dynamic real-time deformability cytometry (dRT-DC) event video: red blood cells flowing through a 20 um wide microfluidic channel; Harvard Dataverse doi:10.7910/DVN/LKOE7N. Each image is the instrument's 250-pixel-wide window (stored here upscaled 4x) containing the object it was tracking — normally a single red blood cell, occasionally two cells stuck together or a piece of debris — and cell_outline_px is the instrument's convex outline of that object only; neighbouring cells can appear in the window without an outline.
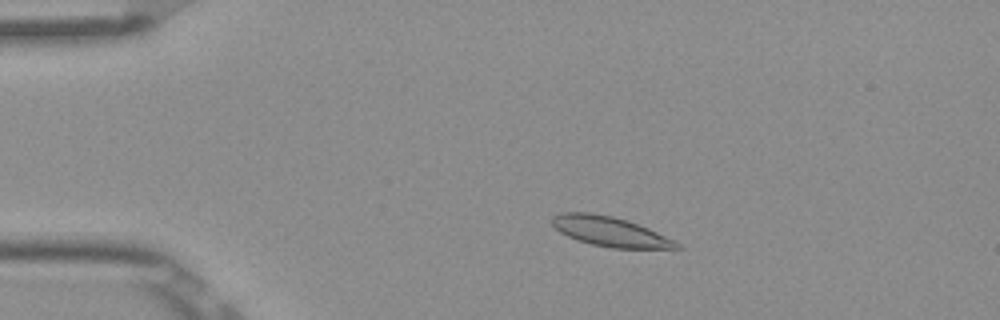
{"species": "Egyptian fruit bat (a non-hibernating species)", "species_latin": "Rousettus aegyptiacus", "temperature_condition": "room temperature", "stored_images_in_passage": 49, "camera_frame_rate_fps": 3000, "um_per_image_px": 0.085, "frame": {"image": 1, "passage_image": 7, "time_ms": 2.0, "image_size_px": [1000, 320], "cell_outline_px": [[684, 248], [612, 248], [592, 244], [576, 240], [560, 232], [552, 224], [552, 216], [560, 212], [588, 212], [612, 216], [628, 220], [648, 228], [676, 240]], "centroid_in_image_um": [51.86, 19.67], "position_along_channel_um": 33.1, "area_um2": 21.62}}
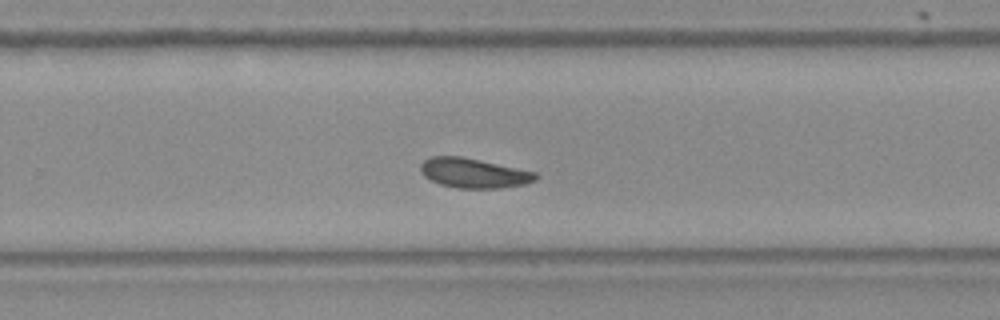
{"frame": {"image": 2, "passage_image": 31, "time_ms": 10.0, "image_size_px": [1000, 320], "cell_outline_px": [[540, 176], [536, 180], [524, 184], [500, 188], [456, 188], [440, 184], [424, 176], [420, 172], [420, 164], [424, 160], [432, 156], [460, 156], [480, 160], [536, 172]], "centroid_in_image_um": [40.26, 14.71], "position_along_channel_um": 289.5, "area_um2": 19.88}}
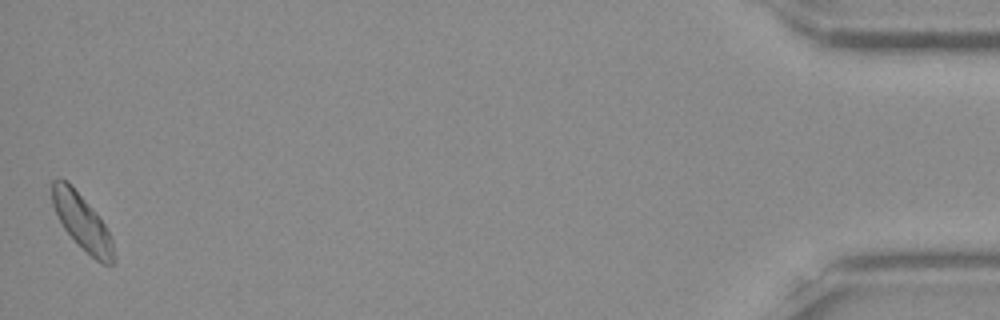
{"frame": {"image": 3, "passage_image": 49, "time_ms": 16.0, "image_size_px": [1000, 320], "cell_outline_px": [[116, 264], [100, 264], [64, 228], [52, 204], [52, 180], [60, 176], [88, 204], [104, 224], [112, 240], [116, 260]], "centroid_in_image_um": [7.0, 18.9], "position_along_channel_um": 428.2, "area_um2": 19.13}}